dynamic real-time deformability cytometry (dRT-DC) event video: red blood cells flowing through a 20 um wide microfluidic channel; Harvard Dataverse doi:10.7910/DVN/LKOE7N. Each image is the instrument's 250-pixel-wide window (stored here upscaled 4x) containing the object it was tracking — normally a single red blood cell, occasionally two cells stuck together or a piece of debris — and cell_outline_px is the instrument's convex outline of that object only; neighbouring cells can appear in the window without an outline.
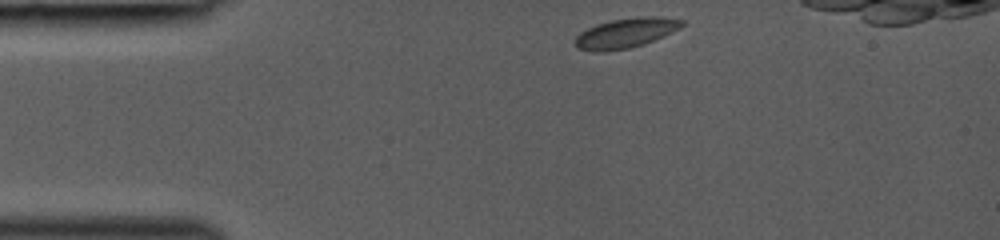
{"species": "common noctule bat (a hibernating species)", "species_latin": "Nyctalus noctula", "temperature_condition": "room temperature", "stored_images_in_passage": 33, "camera_frame_rate_fps": 3000, "um_per_image_px": 0.085, "animal": {"sex": "female", "body_mass_g": 19.0, "forearm_length_mm": 53.3}, "frame": {"image": 1, "passage_image": 1, "time_ms": 0.0, "image_size_px": [1000, 240], "cell_outline_px": [[684, 24], [672, 32], [664, 36], [644, 44], [628, 48], [604, 52], [596, 52], [576, 48], [572, 40], [580, 32], [596, 24], [612, 20], [636, 16], [660, 16], [684, 20]], "centroid_in_image_um": [53.15, 2.81], "position_along_channel_um": 31.8, "area_um2": 18.79}}
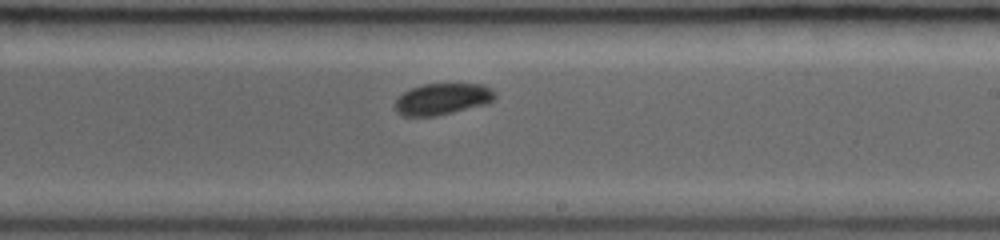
{"frame": {"image": 2, "passage_image": 19, "time_ms": 6.0, "image_size_px": [1000, 240], "cell_outline_px": [[496, 96], [488, 104], [436, 116], [404, 116], [396, 112], [392, 104], [404, 92], [420, 84], [484, 84], [492, 88], [496, 92]], "centroid_in_image_um": [37.61, 8.42], "position_along_channel_um": 251.4, "area_um2": 18.55}}
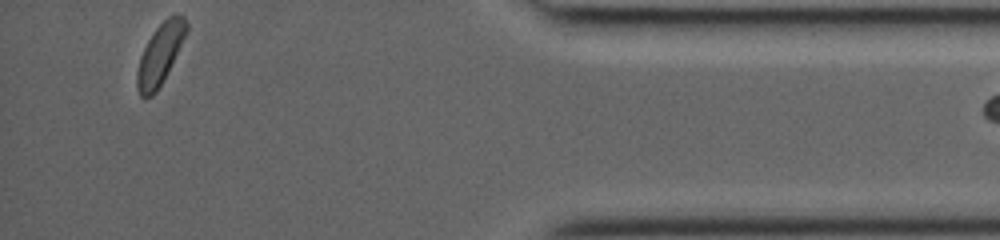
{"frame": {"image": 3, "passage_image": 33, "time_ms": 10.667, "image_size_px": [1000, 240], "cell_outline_px": [[188, 32], [156, 92], [152, 96], [140, 96], [136, 88], [136, 72], [140, 56], [152, 32], [168, 16], [176, 12], [180, 12], [188, 20]], "centroid_in_image_um": [13.62, 4.53], "position_along_channel_um": 421.6, "area_um2": 17.51}}